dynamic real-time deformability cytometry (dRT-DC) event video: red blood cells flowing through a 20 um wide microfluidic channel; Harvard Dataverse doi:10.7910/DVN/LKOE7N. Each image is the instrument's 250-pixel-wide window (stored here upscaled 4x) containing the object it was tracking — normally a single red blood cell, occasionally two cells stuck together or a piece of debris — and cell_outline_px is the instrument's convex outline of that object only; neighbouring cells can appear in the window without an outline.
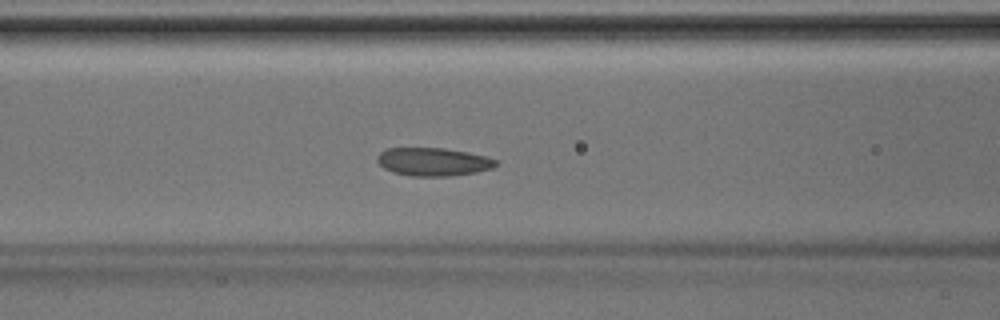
{"species": "Egyptian fruit bat (a non-hibernating species)", "species_latin": "Rousettus aegyptiacus", "temperature_condition": "room temperature", "stored_images_in_passage": 33, "segment_of_instrument_passage": [1, 2], "camera_frame_rate_fps": 3000, "um_per_image_px": 0.085, "animal": {"sex": "male"}, "frame": {"image": 1, "passage_image": 6, "time_ms": 1.667, "image_size_px": [1000, 320], "cell_outline_px": [[500, 164], [492, 168], [476, 172], [448, 176], [412, 176], [392, 172], [384, 168], [376, 160], [376, 156], [380, 152], [388, 148], [444, 148], [468, 152], [488, 156], [500, 160]], "centroid_in_image_um": [36.87, 13.75], "position_along_channel_um": 129.7, "area_um2": 19.71}}
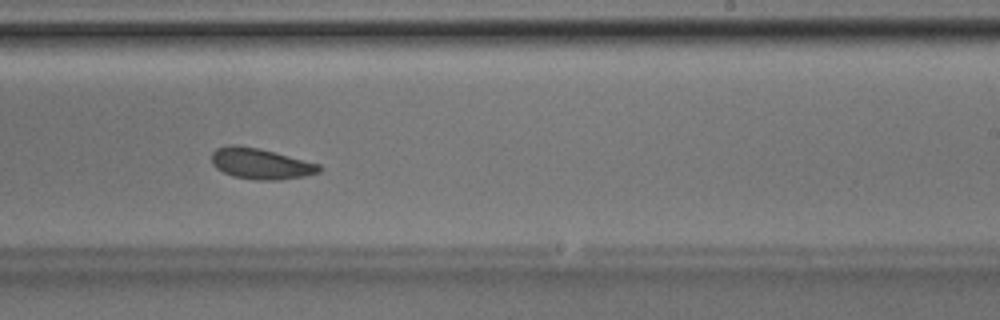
{"frame": {"image": 2, "passage_image": 15, "time_ms": 4.667, "image_size_px": [1000, 320], "cell_outline_px": [[324, 168], [320, 172], [304, 176], [276, 180], [256, 180], [232, 176], [216, 168], [212, 164], [212, 152], [216, 148], [228, 144], [236, 144], [260, 148], [320, 164]], "centroid_in_image_um": [22.15, 13.9], "position_along_channel_um": 266.8, "area_um2": 19.54}}
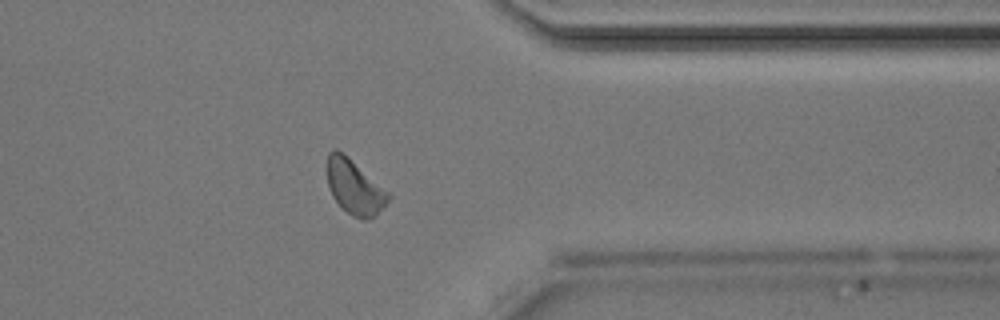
{"frame": {"image": 3, "passage_image": 23, "time_ms": 7.333, "image_size_px": [1000, 320], "cell_outline_px": [[392, 196], [376, 216], [368, 220], [360, 220], [352, 216], [332, 196], [328, 184], [328, 152], [332, 148], [336, 148], [348, 156], [388, 192]], "centroid_in_image_um": [30.15, 15.91], "position_along_channel_um": 381.3, "area_um2": 19.31}}